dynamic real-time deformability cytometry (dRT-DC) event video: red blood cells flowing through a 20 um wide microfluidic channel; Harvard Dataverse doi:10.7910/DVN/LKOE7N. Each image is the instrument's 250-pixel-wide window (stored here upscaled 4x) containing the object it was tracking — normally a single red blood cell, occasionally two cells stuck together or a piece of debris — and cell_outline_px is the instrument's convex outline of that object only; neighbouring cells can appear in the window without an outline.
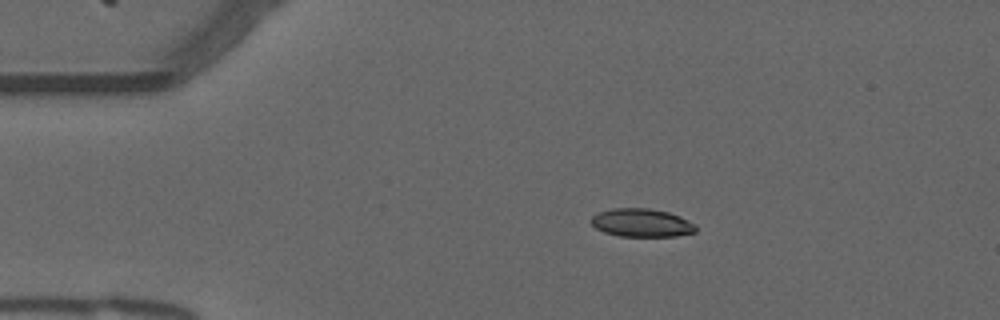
{"species": "common noctule bat (a hibernating species)", "species_latin": "Nyctalus noctula", "temperature_condition": "warm", "stored_images_in_passage": 45, "camera_frame_rate_fps": 3000, "um_per_image_px": 0.085, "animal": {"sex": "male", "forearm_length_mm": 52.5}, "frame": {"image": 1, "passage_image": 1, "time_ms": 0.0, "image_size_px": [1000, 320], "cell_outline_px": [[696, 232], [676, 236], [620, 236], [604, 232], [596, 228], [592, 224], [592, 216], [600, 212], [612, 208], [648, 208], [668, 212], [680, 216], [696, 224]], "centroid_in_image_um": [54.57, 18.94], "position_along_channel_um": 30.4, "area_um2": 17.17}}
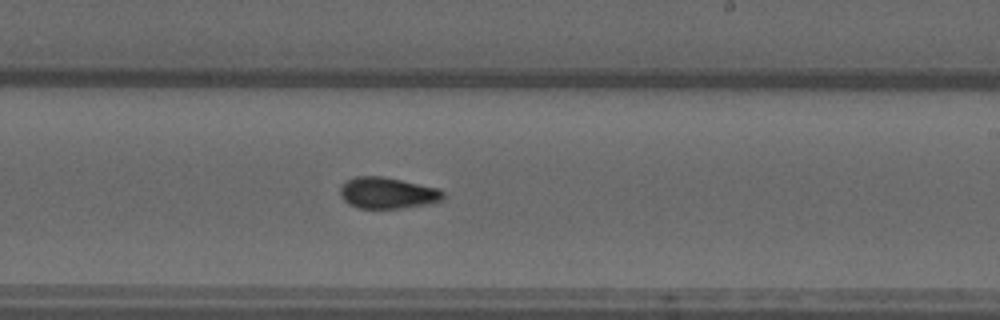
{"frame": {"image": 2, "passage_image": 23, "time_ms": 7.333, "image_size_px": [1000, 320], "cell_outline_px": [[444, 196], [440, 200], [428, 204], [400, 208], [356, 208], [348, 204], [340, 196], [340, 188], [348, 180], [356, 176], [380, 176], [440, 188], [444, 192]], "centroid_in_image_um": [32.93, 16.41], "position_along_channel_um": 256.1, "area_um2": 18.67}}
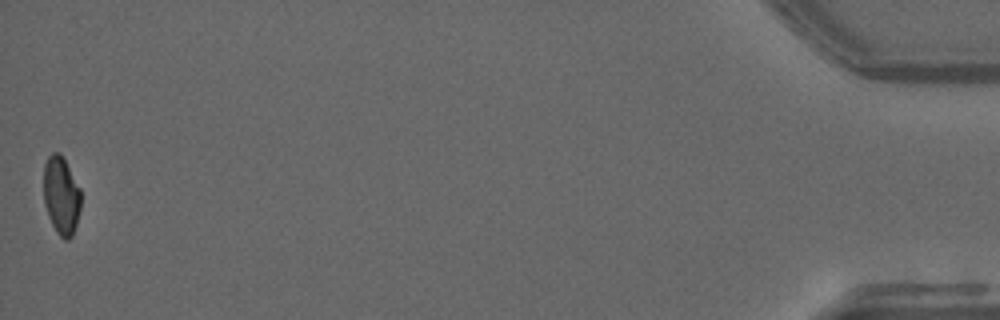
{"frame": {"image": 3, "passage_image": 45, "time_ms": 14.667, "image_size_px": [1000, 320], "cell_outline_px": [[80, 208], [76, 224], [72, 236], [68, 240], [64, 240], [56, 232], [48, 216], [44, 204], [44, 164], [48, 156], [52, 152], [60, 152], [80, 188]], "centroid_in_image_um": [5.19, 16.62], "position_along_channel_um": 430.0, "area_um2": 16.94}, "authors_computed_cell_mechanics": {"area_um2": 18.207, "velocity_mm_per_s": 3.756, "shape_relaxation_time_tau1_ms": 6.2997, "shape_relaxation_time_tau2_ms": 1.9364, "deformation_change_tau1": 0.1749, "deformation_change_tau2": 0.065}}